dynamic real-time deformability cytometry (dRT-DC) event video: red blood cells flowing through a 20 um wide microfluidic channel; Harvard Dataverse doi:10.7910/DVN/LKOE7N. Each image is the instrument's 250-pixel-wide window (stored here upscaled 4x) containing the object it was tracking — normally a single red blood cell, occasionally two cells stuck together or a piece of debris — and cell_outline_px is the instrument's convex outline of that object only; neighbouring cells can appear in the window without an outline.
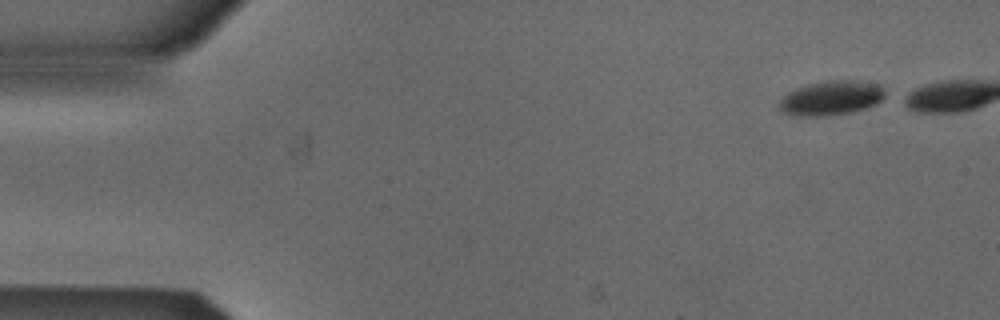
{"species": "Egyptian fruit bat (a non-hibernating species)", "species_latin": "Rousettus aegyptiacus", "temperature_condition": "cold", "stored_images_in_passage": 5, "camera_frame_rate_fps": 3000, "um_per_image_px": 0.085, "animal": {"sex": "male"}, "frame": {"image": 1, "passage_image": 1, "time_ms": 0.0, "image_size_px": [1000, 320], "cell_outline_px": [[884, 96], [876, 104], [868, 108], [852, 112], [828, 116], [792, 116], [784, 112], [780, 108], [780, 100], [788, 92], [796, 88], [808, 84], [828, 80], [856, 80], [880, 84], [884, 92]], "centroid_in_image_um": [70.66, 8.33], "position_along_channel_um": 14.3, "area_um2": 21.33}}